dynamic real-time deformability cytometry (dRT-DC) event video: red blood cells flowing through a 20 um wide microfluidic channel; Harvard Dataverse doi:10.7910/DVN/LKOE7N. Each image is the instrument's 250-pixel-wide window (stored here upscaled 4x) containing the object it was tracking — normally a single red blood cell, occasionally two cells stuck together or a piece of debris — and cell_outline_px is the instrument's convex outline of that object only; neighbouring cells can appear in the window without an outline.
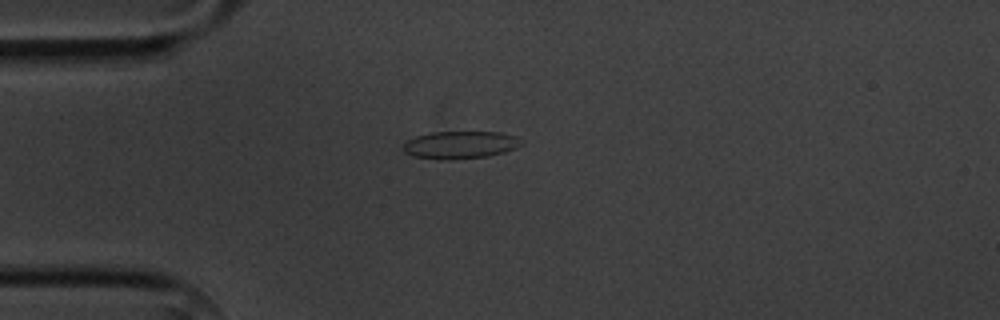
{"species": "common noctule bat (a hibernating species)", "species_latin": "Nyctalus noctula", "temperature_condition": "cold", "stored_images_in_passage": 5, "camera_frame_rate_fps": 3000, "um_per_image_px": 0.085, "animal": {"sex": "male", "body_mass_g": 20.1, "forearm_length_mm": 53.5}, "frame": {"image": 1, "passage_image": 3, "time_ms": 2.0, "image_size_px": [1000, 320], "cell_outline_px": [[524, 144], [516, 148], [504, 152], [488, 156], [452, 160], [444, 160], [412, 156], [404, 152], [400, 148], [408, 140], [416, 136], [432, 132], [500, 132], [516, 136], [524, 140]], "centroid_in_image_um": [39.14, 12.32], "position_along_channel_um": 45.9, "area_um2": 19.25}}
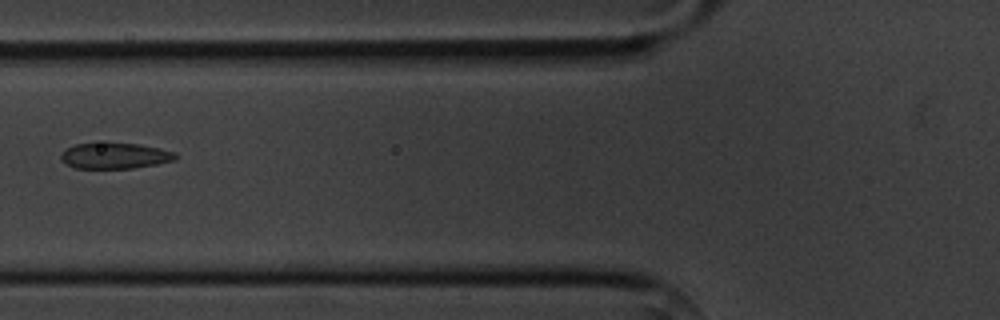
{"frame": {"image": 2, "passage_image": 5, "time_ms": 4.333, "image_size_px": [1000, 320], "cell_outline_px": [[176, 160], [156, 164], [132, 168], [76, 168], [64, 164], [60, 160], [60, 152], [76, 144], [108, 140], [136, 144], [160, 148], [176, 152]], "centroid_in_image_um": [9.71, 13.2], "position_along_channel_um": 116.1, "area_um2": 17.92}}